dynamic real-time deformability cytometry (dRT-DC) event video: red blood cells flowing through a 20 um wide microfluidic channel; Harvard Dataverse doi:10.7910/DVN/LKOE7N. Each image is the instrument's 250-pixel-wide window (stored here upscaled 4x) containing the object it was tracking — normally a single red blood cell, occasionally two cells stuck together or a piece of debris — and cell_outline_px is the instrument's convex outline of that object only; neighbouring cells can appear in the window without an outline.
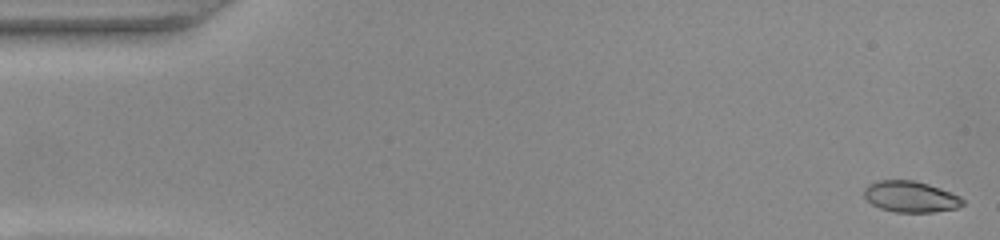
{"species": "common noctule bat (a hibernating species)", "species_latin": "Nyctalus noctula", "temperature_condition": "warm", "stored_images_in_passage": 52, "camera_frame_rate_fps": 3000, "um_per_image_px": 0.085, "animal": {"sex": "female", "body_mass_g": 22.0, "forearm_length_mm": 56.7}, "frame": {"image": 1, "passage_image": 1, "time_ms": 0.0, "image_size_px": [1000, 240], "cell_outline_px": [[964, 204], [956, 208], [932, 212], [896, 212], [880, 208], [872, 204], [864, 196], [864, 188], [868, 184], [876, 180], [912, 180], [928, 184], [940, 188], [960, 196], [964, 200]], "centroid_in_image_um": [77.38, 16.71], "position_along_channel_um": 7.6, "area_um2": 17.86}}
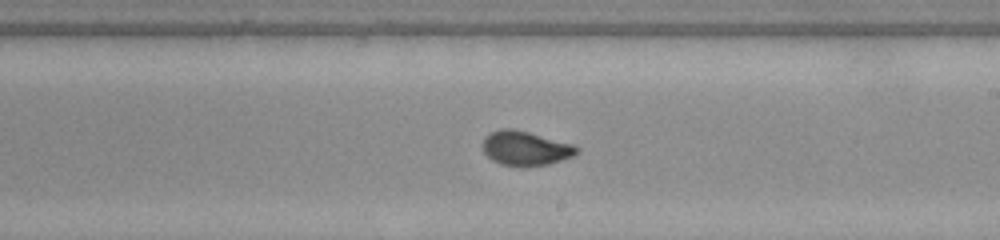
{"frame": {"image": 2, "passage_image": 30, "time_ms": 9.667, "image_size_px": [1000, 240], "cell_outline_px": [[580, 152], [572, 156], [548, 164], [528, 168], [520, 168], [500, 164], [492, 160], [484, 152], [484, 136], [492, 132], [504, 128], [512, 128], [528, 132], [572, 144], [580, 148]], "centroid_in_image_um": [44.67, 12.63], "position_along_channel_um": 244.3, "area_um2": 18.96}}
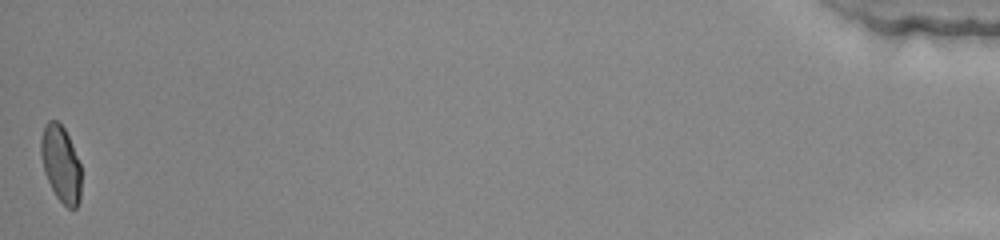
{"frame": {"image": 3, "passage_image": 52, "time_ms": 17.0, "image_size_px": [1000, 240], "cell_outline_px": [[80, 200], [76, 208], [68, 208], [56, 196], [44, 172], [40, 156], [40, 140], [44, 128], [48, 120], [56, 120], [64, 128], [68, 136], [80, 164]], "centroid_in_image_um": [5.16, 13.93], "position_along_channel_um": 430.0, "area_um2": 17.74}}